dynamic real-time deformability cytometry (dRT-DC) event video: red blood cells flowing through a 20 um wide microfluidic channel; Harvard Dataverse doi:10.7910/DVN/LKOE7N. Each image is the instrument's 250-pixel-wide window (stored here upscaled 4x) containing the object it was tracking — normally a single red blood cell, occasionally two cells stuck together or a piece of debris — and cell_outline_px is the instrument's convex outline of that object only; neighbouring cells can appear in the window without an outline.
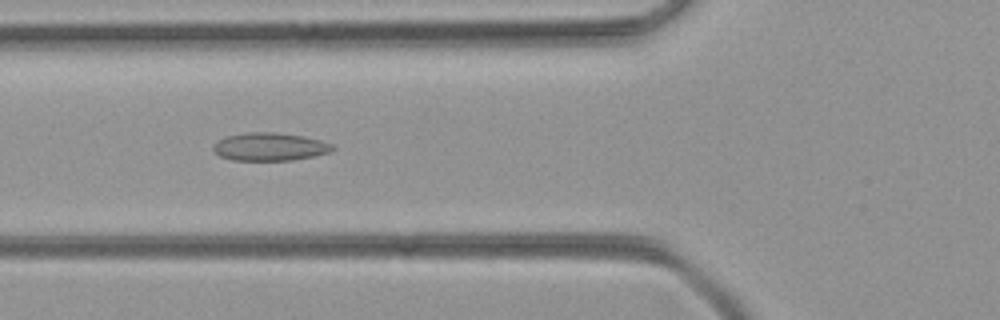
{"species": "common noctule bat (a hibernating species)", "species_latin": "Nyctalus noctula", "temperature_condition": "room temperature", "stored_images_in_passage": 47, "camera_frame_rate_fps": 3000, "um_per_image_px": 0.085, "animal": {"sex": "female", "body_mass_g": 21.9}, "frame": {"image": 1, "passage_image": 15, "time_ms": 4.667, "image_size_px": [1000, 320], "cell_outline_px": [[336, 148], [332, 152], [292, 160], [232, 160], [220, 156], [212, 152], [212, 148], [220, 140], [228, 136], [248, 132], [276, 132], [304, 136], [320, 140], [332, 144]], "centroid_in_image_um": [22.96, 12.47], "position_along_channel_um": 102.8, "area_um2": 19.42}}
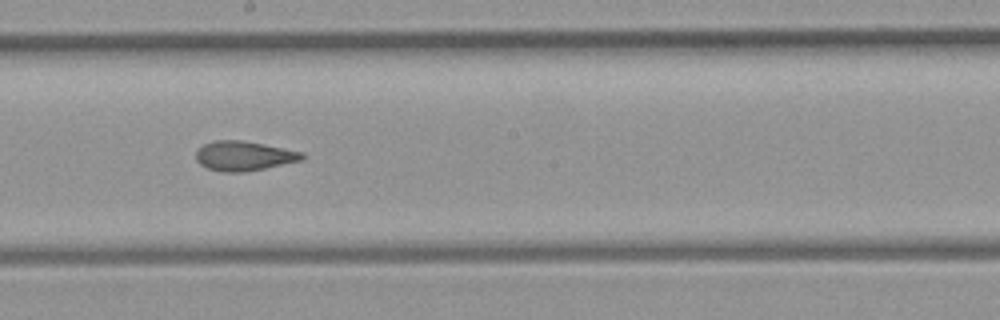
{"frame": {"image": 2, "passage_image": 24, "time_ms": 7.667, "image_size_px": [1000, 320], "cell_outline_px": [[304, 156], [300, 160], [264, 168], [244, 172], [220, 172], [208, 168], [200, 164], [196, 160], [196, 152], [204, 144], [216, 140], [240, 140], [304, 152]], "centroid_in_image_um": [20.69, 13.25], "position_along_channel_um": 227.5, "area_um2": 17.98}}
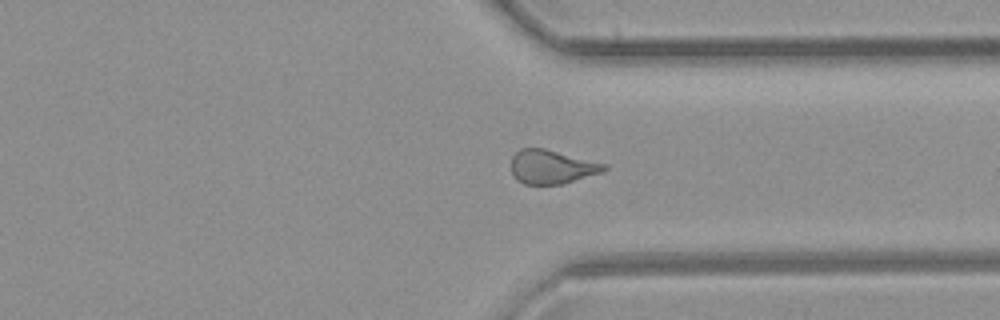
{"frame": {"image": 3, "passage_image": 34, "time_ms": 11.0, "image_size_px": [1000, 320], "cell_outline_px": [[608, 168], [600, 172], [564, 184], [524, 184], [516, 180], [512, 176], [512, 156], [520, 148], [544, 148], [608, 164]], "centroid_in_image_um": [46.88, 14.18], "position_along_channel_um": 364.5, "area_um2": 18.38}}